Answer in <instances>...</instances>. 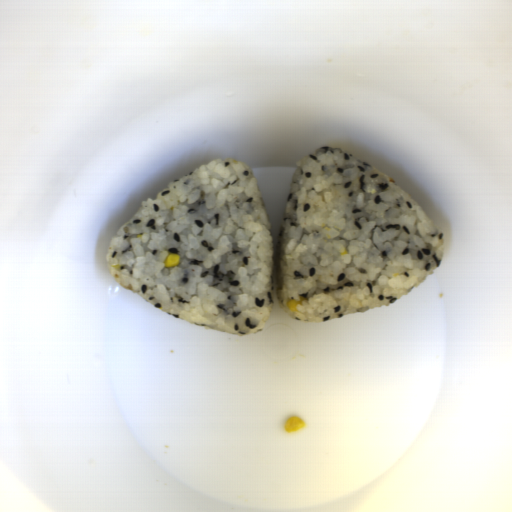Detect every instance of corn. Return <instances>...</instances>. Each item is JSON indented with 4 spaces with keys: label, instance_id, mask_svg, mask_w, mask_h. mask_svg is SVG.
<instances>
[{
    "label": "corn",
    "instance_id": "5cfa1b94",
    "mask_svg": "<svg viewBox=\"0 0 512 512\" xmlns=\"http://www.w3.org/2000/svg\"><path fill=\"white\" fill-rule=\"evenodd\" d=\"M302 301H306V298H304L303 296L300 297L299 300H295V299H290V301L288 302L287 304V309L291 312H295L297 311L296 308L297 306L302 302Z\"/></svg>",
    "mask_w": 512,
    "mask_h": 512
},
{
    "label": "corn",
    "instance_id": "f1292c28",
    "mask_svg": "<svg viewBox=\"0 0 512 512\" xmlns=\"http://www.w3.org/2000/svg\"><path fill=\"white\" fill-rule=\"evenodd\" d=\"M179 262H180L179 254H169L164 261V266L166 268L177 266V265H179Z\"/></svg>",
    "mask_w": 512,
    "mask_h": 512
},
{
    "label": "corn",
    "instance_id": "51d56268",
    "mask_svg": "<svg viewBox=\"0 0 512 512\" xmlns=\"http://www.w3.org/2000/svg\"><path fill=\"white\" fill-rule=\"evenodd\" d=\"M285 430L288 432H297L306 427V422L299 417H291L284 424Z\"/></svg>",
    "mask_w": 512,
    "mask_h": 512
}]
</instances>
